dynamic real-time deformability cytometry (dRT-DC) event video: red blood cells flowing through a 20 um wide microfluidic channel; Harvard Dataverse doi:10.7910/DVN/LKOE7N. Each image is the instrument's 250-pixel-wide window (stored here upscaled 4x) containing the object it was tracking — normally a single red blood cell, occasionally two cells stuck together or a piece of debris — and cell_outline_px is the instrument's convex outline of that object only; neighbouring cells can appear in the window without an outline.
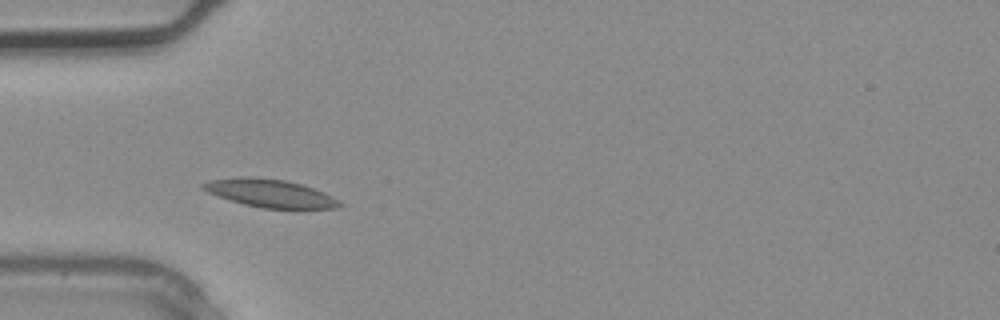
{"species": "common noctule bat (a hibernating species)", "species_latin": "Nyctalus noctula", "temperature_condition": "warm", "stored_images_in_passage": 2, "camera_frame_rate_fps": 3000, "um_per_image_px": 0.085, "animal": {"sex": "male", "body_mass_g": 20.4}, "frame": {"image": 1, "passage_image": 2, "time_ms": 0.333, "image_size_px": [1000, 320], "cell_outline_px": [[344, 204], [336, 208], [264, 208], [244, 204], [208, 192], [200, 188], [200, 184], [208, 180], [244, 176], [252, 176], [284, 180], [300, 184], [324, 192], [340, 200]], "centroid_in_image_um": [22.95, 16.41], "position_along_channel_um": 62.1, "area_um2": 22.08}}